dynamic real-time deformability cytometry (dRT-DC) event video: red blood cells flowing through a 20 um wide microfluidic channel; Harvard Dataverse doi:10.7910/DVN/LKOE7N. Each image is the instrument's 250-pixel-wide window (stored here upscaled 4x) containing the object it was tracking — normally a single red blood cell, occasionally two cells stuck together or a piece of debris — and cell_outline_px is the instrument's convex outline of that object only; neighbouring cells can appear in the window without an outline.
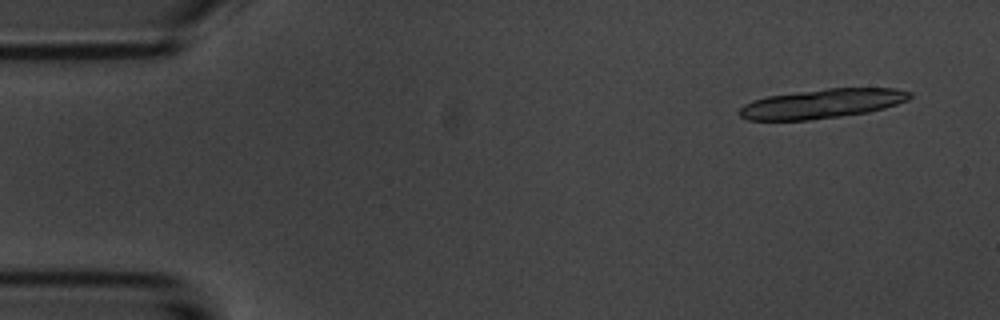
{"species": "common noctule bat (a hibernating species)", "species_latin": "Nyctalus noctula", "temperature_condition": "room temperature", "stored_images_in_passage": 5, "camera_frame_rate_fps": 3000, "um_per_image_px": 0.085, "animal": {"sex": "male", "body_mass_g": 20.1, "forearm_length_mm": 53.5}, "frame": {"image": 1, "passage_image": 1, "time_ms": 0.0, "image_size_px": [1000, 320], "cell_outline_px": [[912, 96], [908, 100], [884, 108], [868, 112], [812, 120], [748, 120], [740, 116], [736, 112], [744, 104], [752, 100], [768, 96], [828, 88], [896, 88], [912, 92]], "centroid_in_image_um": [69.87, 8.81], "position_along_channel_um": 15.1, "area_um2": 29.13}}